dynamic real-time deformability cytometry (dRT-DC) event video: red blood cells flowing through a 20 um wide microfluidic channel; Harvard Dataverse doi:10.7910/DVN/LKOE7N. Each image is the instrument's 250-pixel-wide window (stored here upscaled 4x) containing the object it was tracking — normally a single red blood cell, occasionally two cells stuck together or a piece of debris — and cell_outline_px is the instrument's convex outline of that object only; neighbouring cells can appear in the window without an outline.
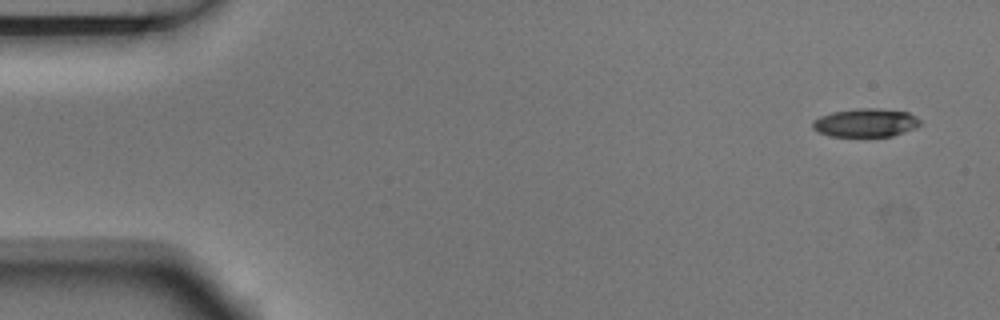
{"species": "Egyptian fruit bat (a non-hibernating species)", "species_latin": "Rousettus aegyptiacus", "temperature_condition": "room temperature", "stored_images_in_passage": 6, "camera_frame_rate_fps": 3000, "um_per_image_px": 0.085, "animal": {"sex": "male"}, "frame": {"image": 1, "passage_image": 1, "time_ms": 0.0, "image_size_px": [1000, 320], "cell_outline_px": [[920, 124], [916, 128], [892, 136], [828, 136], [812, 128], [812, 120], [820, 116], [832, 112], [856, 108], [880, 108], [908, 112], [916, 116], [920, 120]], "centroid_in_image_um": [73.58, 10.42], "position_along_channel_um": 11.4, "area_um2": 17.92}}
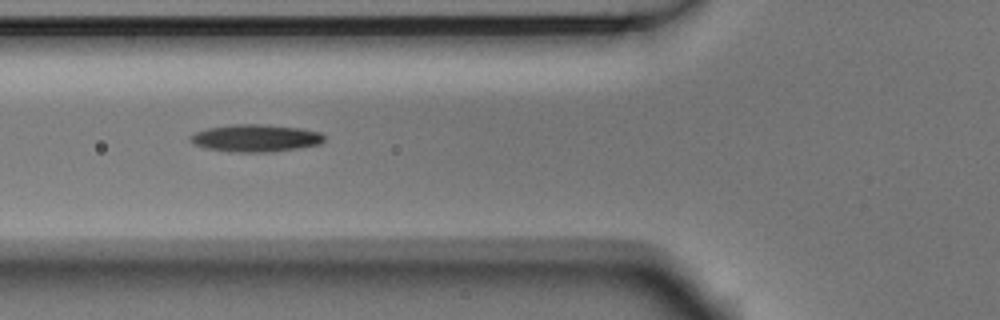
{"frame": {"image": 2, "passage_image": 5, "time_ms": 1.333, "image_size_px": [1000, 320], "cell_outline_px": [[324, 140], [320, 144], [296, 148], [268, 152], [240, 152], [208, 148], [196, 144], [188, 140], [188, 136], [196, 132], [208, 128], [232, 124], [268, 124], [300, 128], [320, 132], [324, 136]], "centroid_in_image_um": [21.73, 11.72], "position_along_channel_um": 104.1, "area_um2": 21.15}}
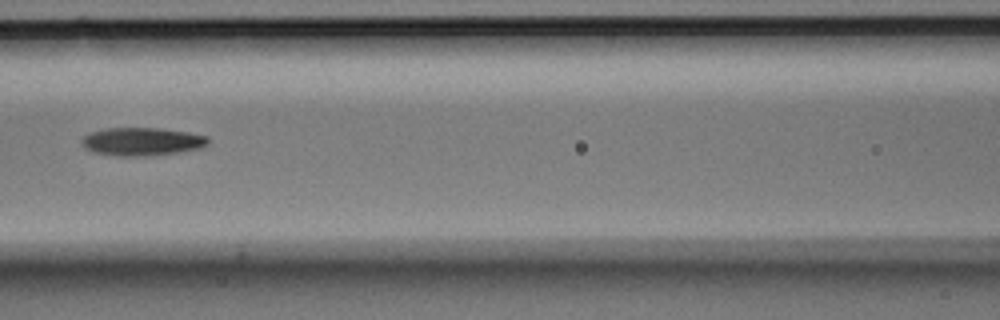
{"frame": {"image": 3, "passage_image": 6, "time_ms": 1.667, "image_size_px": [1000, 320], "cell_outline_px": [[208, 144], [200, 148], [152, 156], [120, 156], [92, 152], [84, 148], [80, 144], [80, 140], [88, 132], [108, 128], [160, 128], [188, 132], [208, 136]], "centroid_in_image_um": [12.02, 12.03], "position_along_channel_um": 154.6, "area_um2": 20.87}}